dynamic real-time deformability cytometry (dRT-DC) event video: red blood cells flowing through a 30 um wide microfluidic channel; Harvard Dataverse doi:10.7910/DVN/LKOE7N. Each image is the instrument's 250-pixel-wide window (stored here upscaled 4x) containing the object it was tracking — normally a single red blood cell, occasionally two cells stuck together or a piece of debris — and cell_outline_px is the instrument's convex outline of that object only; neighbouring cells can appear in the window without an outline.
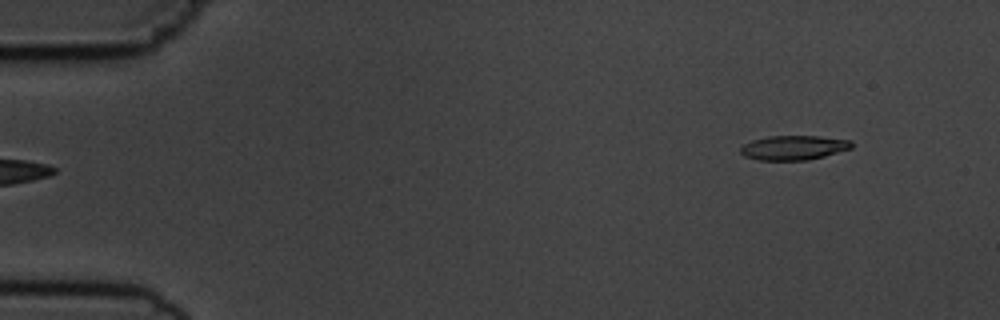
{"species": "common noctule bat (a hibernating species)", "species_latin": "Nyctalus noctula", "temperature_condition": "cold", "stored_images_in_passage": 5, "segment_of_instrument_passage": [2, 2], "camera_frame_rate_fps": 3000, "um_per_image_px": 0.085, "animal": {"sex": "male", "body_mass_g": 19.5, "forearm_length_mm": 54.6}, "frame": {"image": 1, "passage_image": 5, "time_ms": 5.667, "image_size_px": [1000, 320], "cell_outline_px": [[852, 148], [824, 156], [808, 160], [760, 160], [744, 156], [740, 152], [740, 148], [744, 144], [752, 140], [768, 136], [820, 136], [852, 140]], "centroid_in_image_um": [67.46, 12.55], "position_along_channel_um": 17.5, "area_um2": 15.84}}